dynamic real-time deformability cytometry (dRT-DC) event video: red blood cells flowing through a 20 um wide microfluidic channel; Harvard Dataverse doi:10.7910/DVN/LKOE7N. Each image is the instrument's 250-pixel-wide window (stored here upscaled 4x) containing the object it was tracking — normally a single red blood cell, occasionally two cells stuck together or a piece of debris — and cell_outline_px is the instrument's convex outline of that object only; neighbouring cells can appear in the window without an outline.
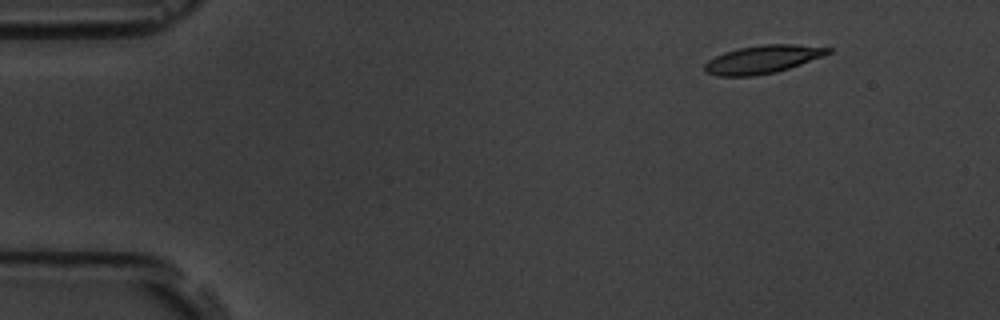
{"species": "common noctule bat (a hibernating species)", "species_latin": "Nyctalus noctula", "temperature_condition": "room temperature", "stored_images_in_passage": 5, "camera_frame_rate_fps": 3000, "um_per_image_px": 0.085, "animal": {"sex": "male", "body_mass_g": 19.5, "forearm_length_mm": 54.6}, "frame": {"image": 1, "passage_image": 2, "time_ms": 1.333, "image_size_px": [1000, 320], "cell_outline_px": [[832, 52], [800, 64], [776, 72], [752, 76], [716, 76], [704, 72], [704, 64], [708, 60], [724, 52], [740, 48], [764, 44], [796, 44], [832, 48]], "centroid_in_image_um": [64.79, 5.05], "position_along_channel_um": 20.2, "area_um2": 20.06}}
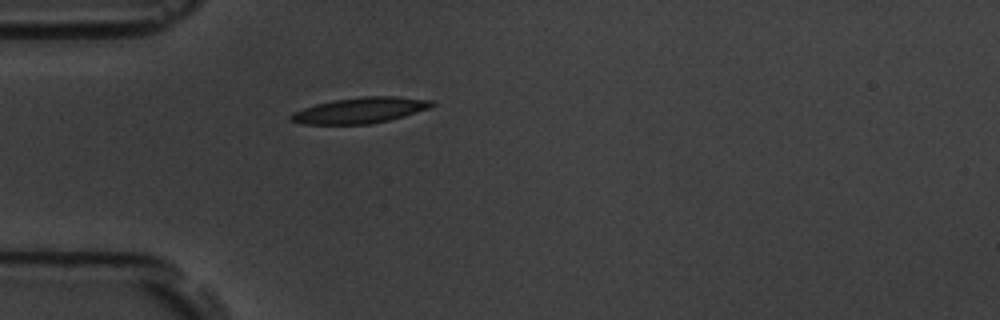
{"frame": {"image": 2, "passage_image": 5, "time_ms": 4.667, "image_size_px": [1000, 320], "cell_outline_px": [[436, 104], [428, 108], [404, 116], [388, 120], [368, 124], [304, 124], [288, 120], [288, 116], [292, 112], [316, 104], [336, 100], [364, 96], [396, 96], [436, 100]], "centroid_in_image_um": [30.62, 9.37], "position_along_channel_um": 54.4, "area_um2": 21.15}}